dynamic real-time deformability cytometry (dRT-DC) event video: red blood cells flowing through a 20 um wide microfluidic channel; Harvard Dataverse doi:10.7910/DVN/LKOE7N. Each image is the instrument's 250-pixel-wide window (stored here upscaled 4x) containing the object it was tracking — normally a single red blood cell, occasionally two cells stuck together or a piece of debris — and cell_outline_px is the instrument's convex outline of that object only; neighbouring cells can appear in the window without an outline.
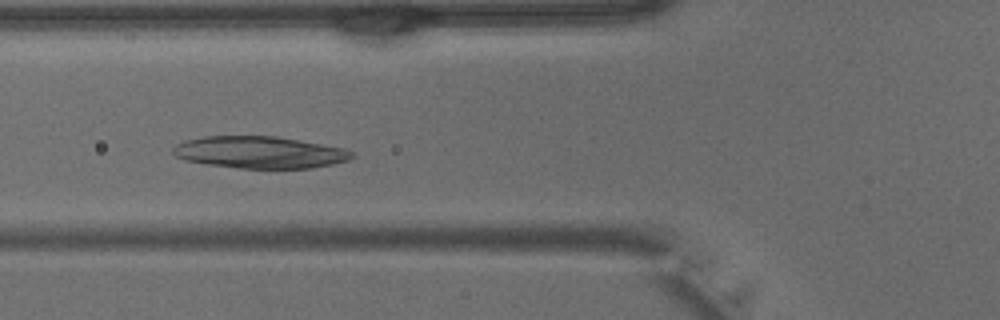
{"species": "common noctule bat (a hibernating species)", "species_latin": "Nyctalus noctula", "temperature_condition": "warm", "stored_images_in_passage": 32, "camera_frame_rate_fps": 3000, "um_per_image_px": 0.085, "animal": {"sex": "male", "body_mass_g": 15.6}, "frame": {"image": 1, "passage_image": 7, "time_ms": 2.0, "image_size_px": [1000, 320], "cell_outline_px": [[352, 156], [348, 160], [332, 164], [312, 168], [240, 168], [208, 164], [184, 160], [176, 156], [172, 152], [172, 148], [176, 144], [184, 140], [204, 136], [276, 136], [344, 148], [352, 152]], "centroid_in_image_um": [22.03, 12.94], "position_along_channel_um": 103.8, "area_um2": 33.18}}
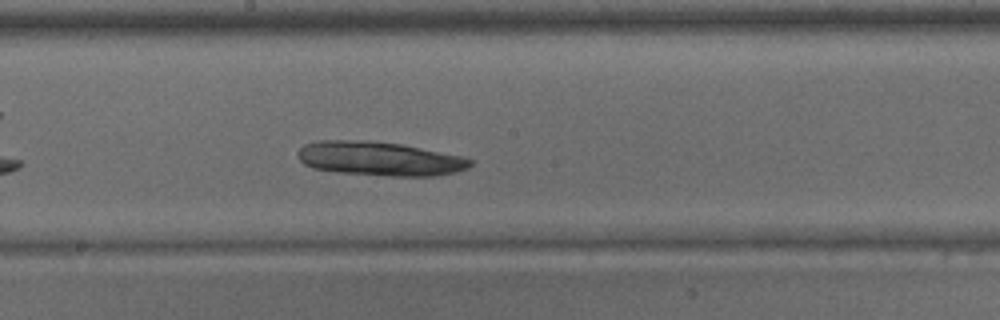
{"frame": {"image": 2, "passage_image": 14, "time_ms": 4.333, "image_size_px": [1000, 320], "cell_outline_px": [[472, 164], [468, 168], [456, 172], [432, 176], [392, 176], [336, 172], [312, 168], [304, 164], [300, 160], [296, 152], [304, 144], [316, 140], [368, 140], [400, 144], [460, 156], [472, 160]], "centroid_in_image_um": [32.2, 13.48], "position_along_channel_um": 216.0, "area_um2": 34.22}}
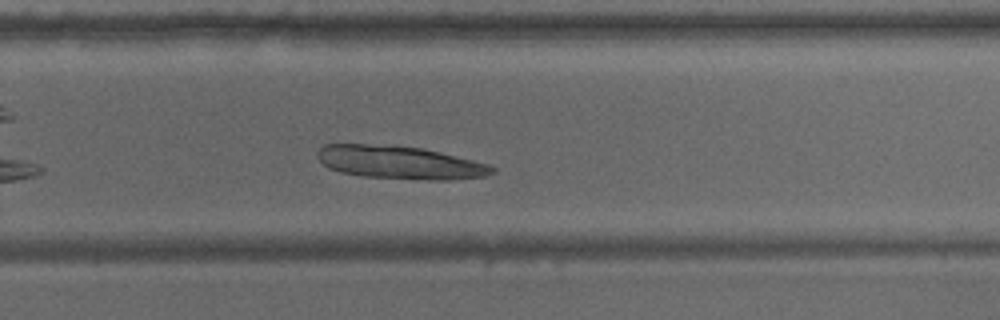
{"frame": {"image": 3, "passage_image": 19, "time_ms": 6.0, "image_size_px": [1000, 320], "cell_outline_px": [[496, 172], [484, 176], [452, 180], [428, 180], [364, 176], [340, 172], [328, 168], [316, 156], [316, 152], [324, 144], [396, 144], [424, 148], [492, 164], [496, 168]], "centroid_in_image_um": [34.03, 13.79], "position_along_channel_um": 295.8, "area_um2": 34.28}}